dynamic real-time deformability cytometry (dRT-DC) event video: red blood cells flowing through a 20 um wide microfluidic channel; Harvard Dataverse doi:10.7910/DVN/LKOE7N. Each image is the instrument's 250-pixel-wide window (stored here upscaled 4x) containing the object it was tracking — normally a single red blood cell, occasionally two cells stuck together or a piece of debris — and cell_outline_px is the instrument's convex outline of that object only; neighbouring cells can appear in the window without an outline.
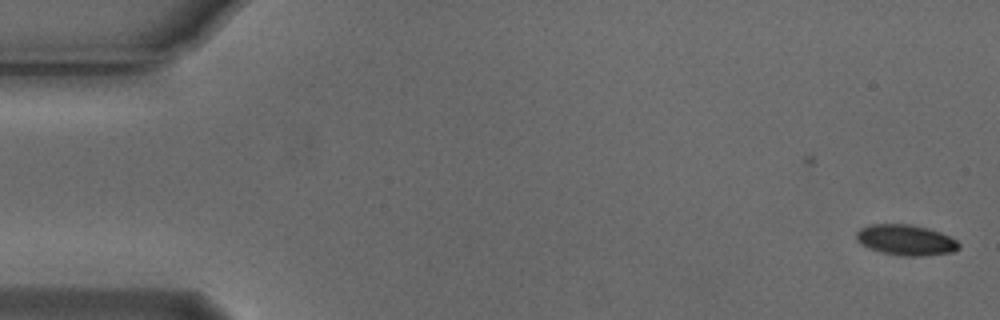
{"species": "Egyptian fruit bat (a non-hibernating species)", "species_latin": "Rousettus aegyptiacus", "temperature_condition": "cold", "stored_images_in_passage": 37, "camera_frame_rate_fps": 3000, "um_per_image_px": 0.085, "animal": {"sex": "male"}, "frame": {"image": 1, "passage_image": 1, "time_ms": 0.0, "image_size_px": [1000, 320], "cell_outline_px": [[960, 248], [952, 252], [920, 256], [900, 256], [880, 252], [860, 244], [856, 240], [856, 232], [860, 228], [872, 224], [912, 224], [928, 228], [940, 232], [956, 240], [960, 244]], "centroid_in_image_um": [76.98, 20.4], "position_along_channel_um": 8.0, "area_um2": 18.38}}
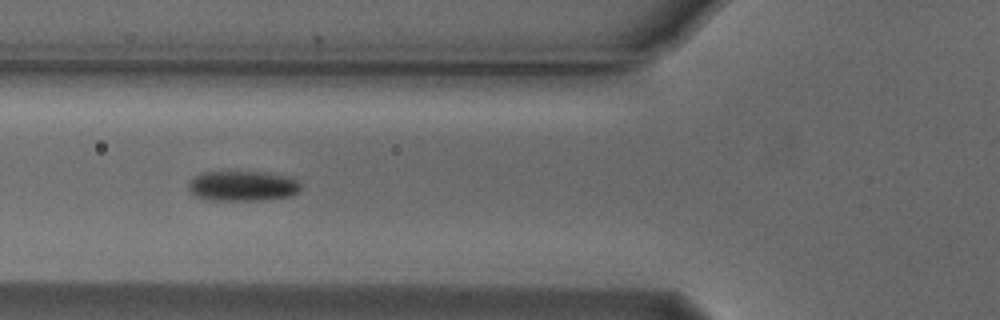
{"frame": {"image": 2, "passage_image": 20, "time_ms": 6.333, "image_size_px": [1000, 320], "cell_outline_px": [[300, 188], [292, 196], [264, 200], [212, 200], [196, 196], [188, 188], [188, 184], [192, 176], [200, 172], [264, 172], [288, 176], [300, 180]], "centroid_in_image_um": [20.63, 15.8], "position_along_channel_um": 105.2, "area_um2": 19.88}}
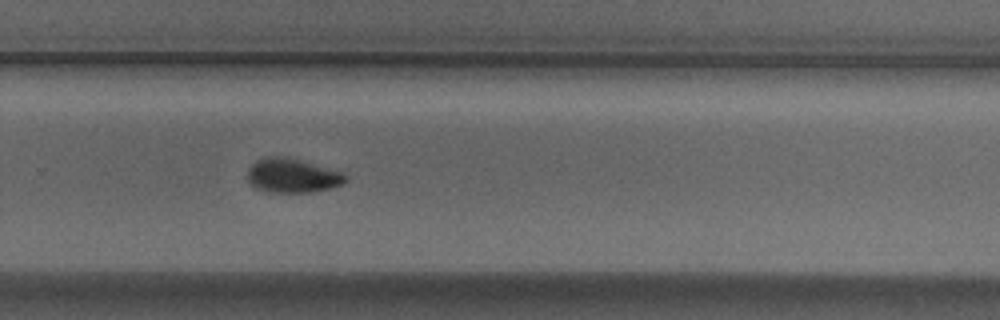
{"frame": {"image": 3, "passage_image": 36, "time_ms": 11.667, "image_size_px": [1000, 320], "cell_outline_px": [[348, 180], [344, 184], [332, 188], [312, 192], [272, 192], [256, 188], [248, 180], [248, 168], [256, 160], [264, 156], [284, 156], [300, 160], [340, 172], [348, 176]], "centroid_in_image_um": [24.85, 14.92], "position_along_channel_um": 304.9, "area_um2": 19.48}, "authors_computed_cell_mechanics": {"area_um2": 19.9988, "velocity_mm_per_s": 3.7479, "shape_relaxation_time_tau1_ms": 2.5172, "shape_relaxation_time_tau2_ms": null, "deformation_change_tau1": 0.0956, "deformation_change_tau2": null}}